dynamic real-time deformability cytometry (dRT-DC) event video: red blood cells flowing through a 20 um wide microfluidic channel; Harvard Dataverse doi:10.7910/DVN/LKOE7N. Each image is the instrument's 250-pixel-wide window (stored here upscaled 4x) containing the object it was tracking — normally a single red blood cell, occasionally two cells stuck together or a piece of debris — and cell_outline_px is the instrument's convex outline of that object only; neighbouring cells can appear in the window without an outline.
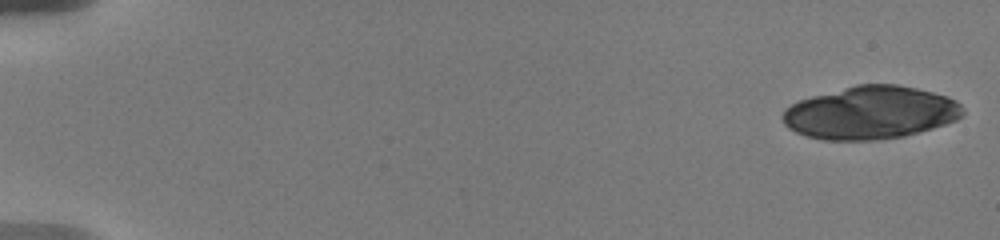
{"species": "human", "species_latin": "Homo sapiens", "temperature_condition": "warm", "stored_images_in_passage": 29, "camera_frame_rate_fps": 3000, "um_per_image_px": 0.085, "donor": {"sex": "male"}, "frame": {"image": 1, "passage_image": 1, "time_ms": 0.0, "image_size_px": [1000, 240], "cell_outline_px": [[964, 112], [956, 120], [932, 128], [904, 136], [876, 140], [824, 140], [804, 136], [788, 128], [784, 124], [780, 116], [784, 108], [800, 100], [812, 96], [856, 84], [896, 84], [916, 88], [948, 96], [956, 100], [964, 108]], "centroid_in_image_um": [73.96, 9.58], "position_along_channel_um": 11.0, "area_um2": 55.72}}
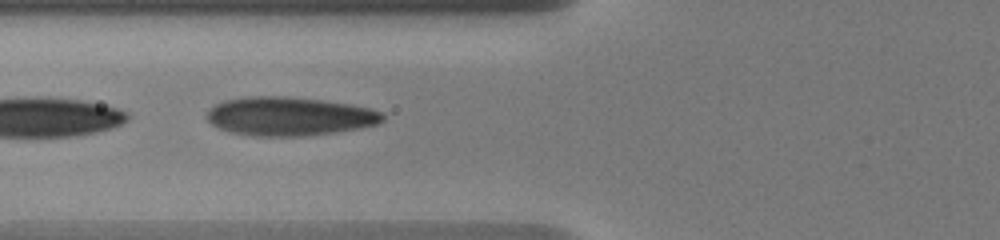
{"frame": {"image": 2, "passage_image": 17, "time_ms": 7.333, "image_size_px": [1000, 240], "cell_outline_px": [[384, 120], [376, 124], [360, 128], [304, 136], [252, 136], [228, 132], [212, 124], [204, 116], [208, 108], [224, 100], [248, 96], [284, 96], [320, 100], [348, 104], [368, 108], [384, 112]], "centroid_in_image_um": [24.54, 9.88], "position_along_channel_um": 101.3, "area_um2": 39.71}}
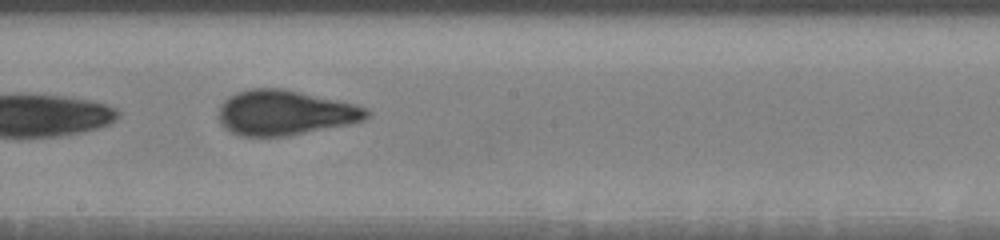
{"frame": {"image": 3, "passage_image": 23, "time_ms": 10.667, "image_size_px": [1000, 240], "cell_outline_px": [[372, 112], [364, 120], [348, 124], [288, 136], [240, 136], [224, 128], [220, 124], [216, 116], [220, 104], [228, 96], [236, 92], [252, 88], [284, 88], [356, 104], [368, 108]], "centroid_in_image_um": [24.19, 9.57], "position_along_channel_um": 224.0, "area_um2": 39.25}}